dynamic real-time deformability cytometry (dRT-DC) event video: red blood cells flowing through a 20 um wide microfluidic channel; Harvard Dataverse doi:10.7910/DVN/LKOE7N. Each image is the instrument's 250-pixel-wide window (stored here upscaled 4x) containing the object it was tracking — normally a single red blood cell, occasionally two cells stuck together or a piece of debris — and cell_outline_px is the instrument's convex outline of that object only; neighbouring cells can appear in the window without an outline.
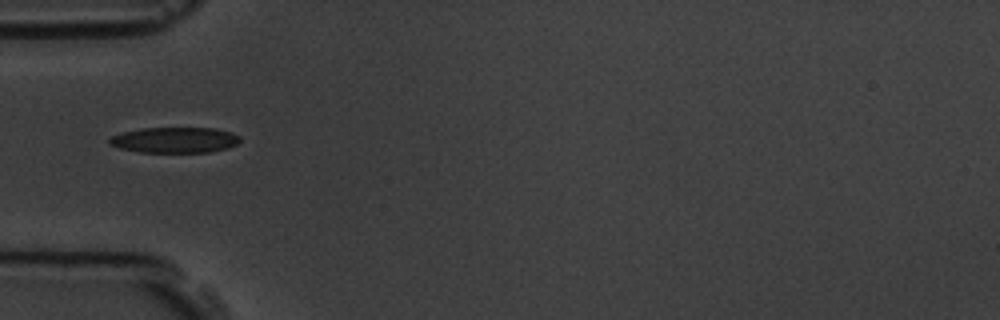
{"species": "common noctule bat (a hibernating species)", "species_latin": "Nyctalus noctula", "temperature_condition": "room temperature", "stored_images_in_passage": 1, "camera_frame_rate_fps": 3000, "um_per_image_px": 0.085, "animal": {"sex": "male", "body_mass_g": 19.5, "forearm_length_mm": 54.6}, "frame": {"image": 1, "passage_image": 1, "time_ms": 0.0, "image_size_px": [1000, 320], "cell_outline_px": [[240, 140], [236, 144], [228, 148], [208, 152], [140, 152], [120, 148], [108, 144], [108, 140], [112, 136], [124, 132], [140, 128], [216, 128], [232, 132], [240, 136]], "centroid_in_image_um": [14.87, 11.89], "position_along_channel_um": 70.1, "area_um2": 19.54}}